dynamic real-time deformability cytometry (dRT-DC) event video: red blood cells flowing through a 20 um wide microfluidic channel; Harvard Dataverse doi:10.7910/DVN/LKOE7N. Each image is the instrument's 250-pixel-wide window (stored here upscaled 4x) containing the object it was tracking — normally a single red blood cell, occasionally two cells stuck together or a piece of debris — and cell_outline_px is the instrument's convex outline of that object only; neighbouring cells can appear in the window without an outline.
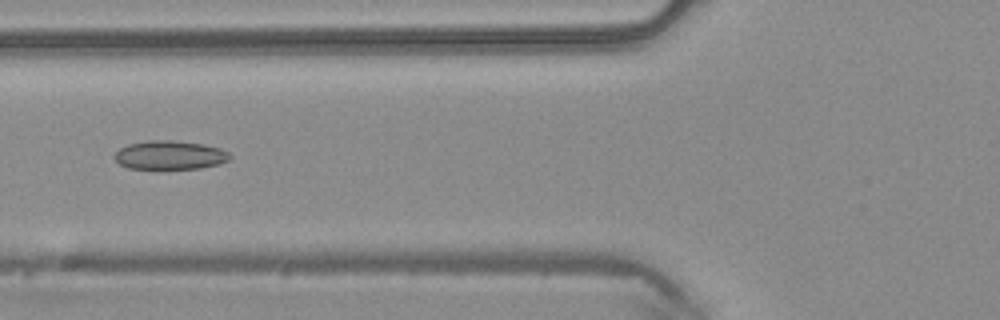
{"species": "common noctule bat (a hibernating species)", "species_latin": "Nyctalus noctula", "temperature_condition": "warm", "stored_images_in_passage": 5, "camera_frame_rate_fps": 3000, "um_per_image_px": 0.085, "animal": {"sex": "male", "body_mass_g": 20.4}, "frame": {"image": 1, "passage_image": 5, "time_ms": 1.333, "image_size_px": [1000, 320], "cell_outline_px": [[232, 156], [228, 160], [220, 164], [200, 168], [128, 168], [120, 164], [116, 160], [116, 152], [120, 148], [128, 144], [148, 140], [172, 140], [204, 144], [220, 148], [228, 152]], "centroid_in_image_um": [14.47, 13.17], "position_along_channel_um": 111.3, "area_um2": 19.19}}